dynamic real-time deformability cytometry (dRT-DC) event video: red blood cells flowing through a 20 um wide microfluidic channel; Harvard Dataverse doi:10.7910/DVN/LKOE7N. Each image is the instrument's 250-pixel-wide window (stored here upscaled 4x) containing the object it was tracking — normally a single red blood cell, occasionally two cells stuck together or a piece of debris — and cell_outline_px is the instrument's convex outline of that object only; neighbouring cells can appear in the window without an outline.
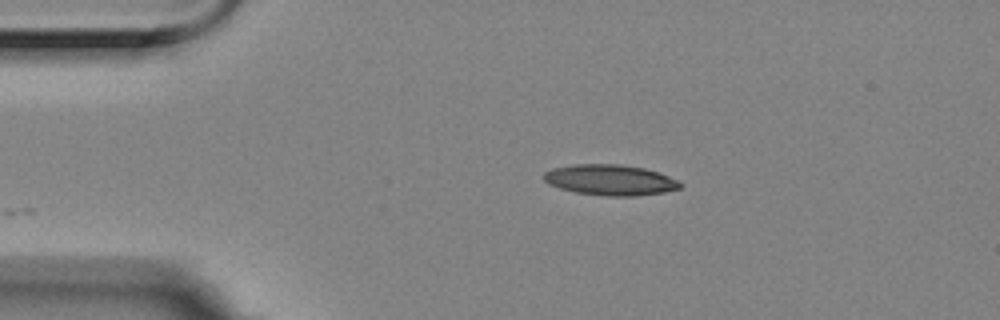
{"species": "Egyptian fruit bat (a non-hibernating species)", "species_latin": "Rousettus aegyptiacus", "temperature_condition": "room temperature", "stored_images_in_passage": 46, "camera_frame_rate_fps": 3000, "um_per_image_px": 0.085, "animal": {"sex": "female"}, "frame": {"image": 1, "passage_image": 1, "time_ms": 0.0, "image_size_px": [1000, 320], "cell_outline_px": [[684, 184], [680, 188], [664, 192], [636, 196], [604, 196], [576, 192], [560, 188], [548, 184], [544, 180], [544, 172], [552, 168], [576, 164], [620, 164], [644, 168], [680, 180]], "centroid_in_image_um": [51.88, 15.3], "position_along_channel_um": 33.1, "area_um2": 24.45}}
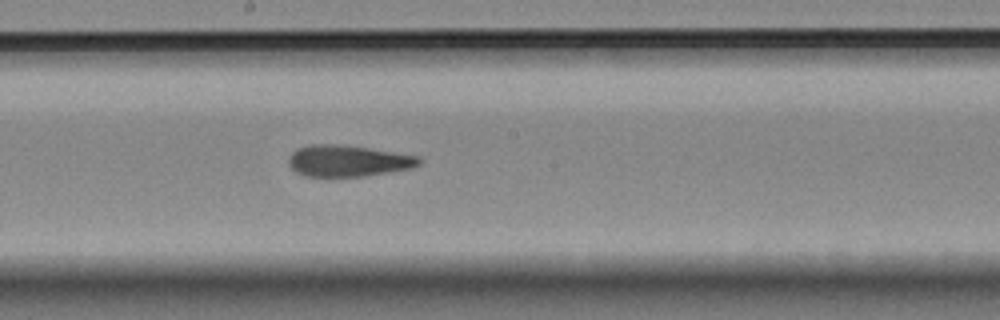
{"frame": {"image": 2, "passage_image": 20, "time_ms": 6.333, "image_size_px": [1000, 320], "cell_outline_px": [[420, 164], [412, 168], [364, 176], [304, 176], [296, 172], [288, 164], [288, 156], [296, 148], [308, 144], [340, 144], [368, 148], [420, 156]], "centroid_in_image_um": [29.54, 13.66], "position_along_channel_um": 218.7, "area_um2": 23.93}}
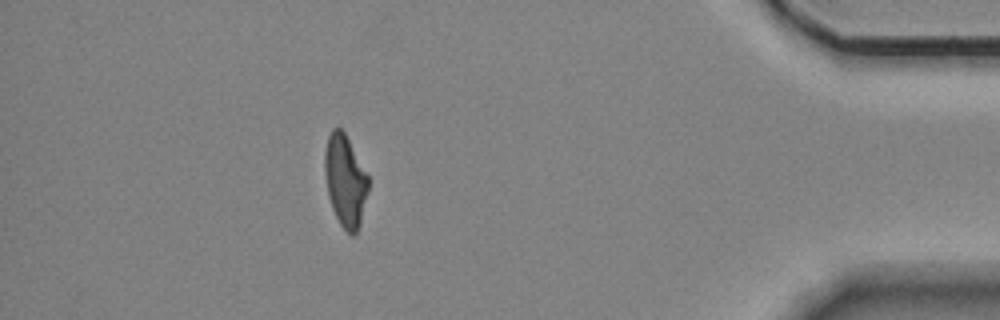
{"frame": {"image": 3, "passage_image": 40, "time_ms": 13.0, "image_size_px": [1000, 320], "cell_outline_px": [[368, 188], [360, 224], [356, 232], [352, 236], [340, 224], [332, 208], [328, 196], [324, 172], [324, 152], [328, 136], [332, 128], [340, 128], [344, 132], [368, 176]], "centroid_in_image_um": [29.32, 15.35], "position_along_channel_um": 405.9, "area_um2": 23.0}, "authors_computed_cell_mechanics": {"area_um2": 24.2182, "velocity_mm_per_s": 3.5331, "shape_relaxation_time_tau1_ms": 8.0127, "shape_relaxation_time_tau2_ms": 2.6033, "deformation_change_tau1": 0.2087, "deformation_change_tau2": 0.1233}}